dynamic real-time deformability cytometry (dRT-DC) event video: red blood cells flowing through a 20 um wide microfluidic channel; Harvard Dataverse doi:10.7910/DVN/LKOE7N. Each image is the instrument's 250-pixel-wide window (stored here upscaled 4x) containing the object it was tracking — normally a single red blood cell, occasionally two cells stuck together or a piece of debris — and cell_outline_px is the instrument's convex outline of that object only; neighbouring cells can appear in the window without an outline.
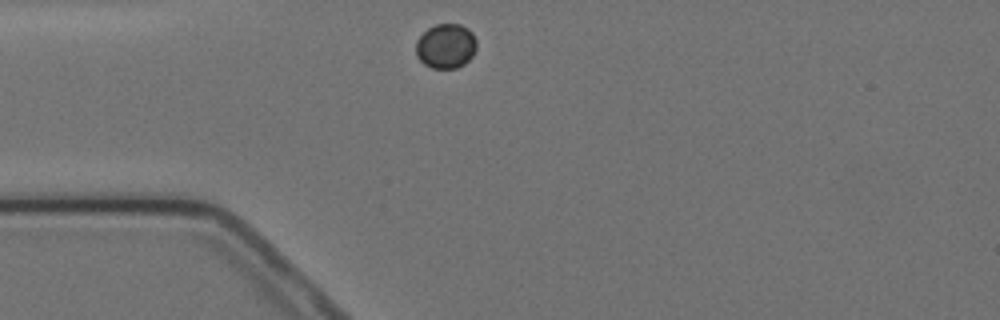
{"species": "Egyptian fruit bat (a non-hibernating species)", "species_latin": "Rousettus aegyptiacus", "temperature_condition": "cold", "stored_images_in_passage": 1, "camera_frame_rate_fps": 3000, "um_per_image_px": 0.085, "animal": {"sex": "female"}, "frame": {"image": 1, "passage_image": 1, "time_ms": 0.0, "image_size_px": [1000, 320], "cell_outline_px": [[476, 48], [472, 56], [464, 64], [456, 68], [432, 68], [424, 64], [416, 56], [416, 40], [428, 28], [436, 24], [460, 24], [468, 28], [472, 32], [476, 40]], "centroid_in_image_um": [37.89, 3.91], "position_along_channel_um": 47.1, "area_um2": 15.84}}